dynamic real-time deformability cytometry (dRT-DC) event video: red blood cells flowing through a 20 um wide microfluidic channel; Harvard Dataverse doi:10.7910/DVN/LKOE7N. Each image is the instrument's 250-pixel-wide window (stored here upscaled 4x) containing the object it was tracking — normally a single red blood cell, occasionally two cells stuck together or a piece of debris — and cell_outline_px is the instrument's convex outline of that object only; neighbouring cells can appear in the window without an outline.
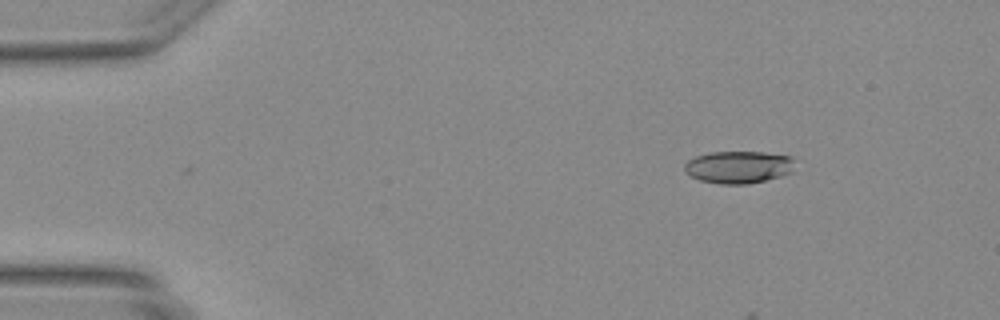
{"species": "Egyptian fruit bat (a non-hibernating species)", "species_latin": "Rousettus aegyptiacus", "temperature_condition": "warm", "stored_images_in_passage": 36, "camera_frame_rate_fps": 3000, "um_per_image_px": 0.085, "animal": {"sex": "female"}, "frame": {"image": 1, "passage_image": 1, "time_ms": 0.0, "image_size_px": [1000, 320], "cell_outline_px": [[792, 172], [780, 176], [748, 184], [720, 184], [700, 180], [684, 172], [684, 164], [688, 160], [696, 156], [708, 152], [764, 152], [792, 156]], "centroid_in_image_um": [62.74, 14.2], "position_along_channel_um": 22.3, "area_um2": 20.75}}
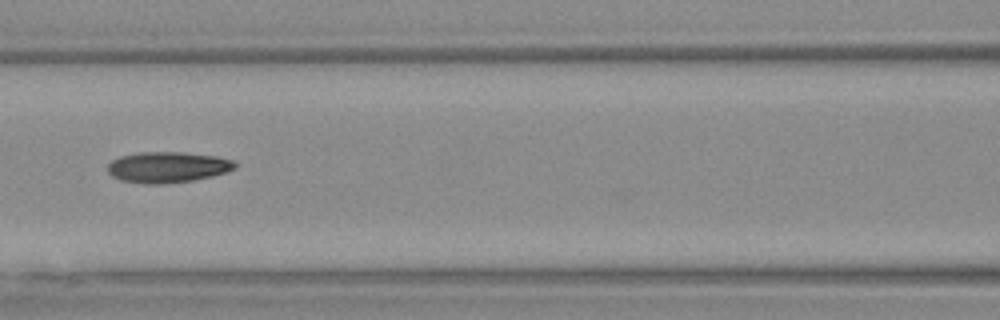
{"frame": {"image": 2, "passage_image": 16, "time_ms": 5.0, "image_size_px": [1000, 320], "cell_outline_px": [[236, 168], [212, 176], [192, 180], [160, 184], [144, 184], [120, 180], [112, 176], [108, 172], [108, 164], [112, 160], [120, 156], [136, 152], [180, 152], [216, 156], [232, 160], [236, 164]], "centroid_in_image_um": [14.2, 14.2], "position_along_channel_um": 152.4, "area_um2": 22.83}}
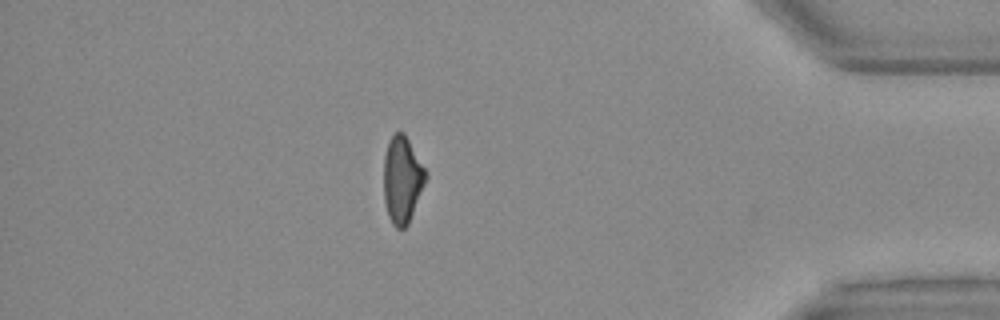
{"frame": {"image": 3, "passage_image": 36, "time_ms": 11.667, "image_size_px": [1000, 320], "cell_outline_px": [[428, 176], [408, 224], [404, 228], [396, 228], [392, 224], [388, 216], [384, 200], [384, 156], [388, 140], [396, 132], [404, 132], [428, 172]], "centroid_in_image_um": [34.19, 15.25], "position_along_channel_um": 401.0, "area_um2": 21.39}}